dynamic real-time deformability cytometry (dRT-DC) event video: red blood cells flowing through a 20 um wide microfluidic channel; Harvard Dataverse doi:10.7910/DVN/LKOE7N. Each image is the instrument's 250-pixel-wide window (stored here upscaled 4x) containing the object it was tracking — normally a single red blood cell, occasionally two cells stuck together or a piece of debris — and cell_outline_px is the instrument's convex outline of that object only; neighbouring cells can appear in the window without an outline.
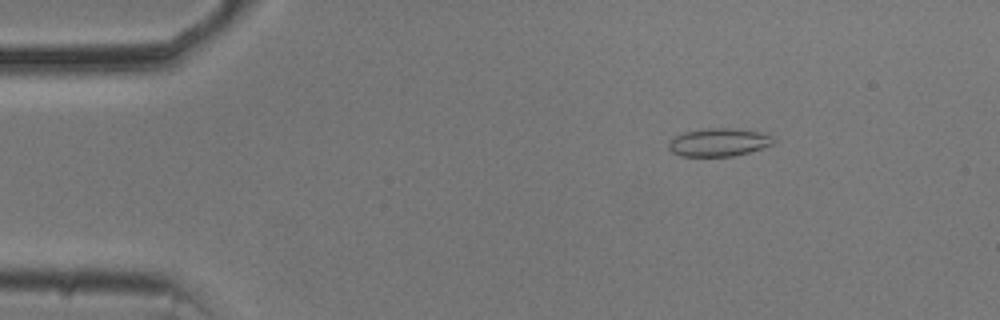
{"species": "common noctule bat (a hibernating species)", "species_latin": "Nyctalus noctula", "temperature_condition": "cold", "stored_images_in_passage": 51, "camera_frame_rate_fps": 3000, "um_per_image_px": 0.085, "animal": {"sex": "male", "body_mass_g": 20.5, "forearm_length_mm": 52.5}, "frame": {"image": 1, "passage_image": 5, "time_ms": 1.333, "image_size_px": [1000, 320], "cell_outline_px": [[772, 144], [736, 156], [680, 156], [672, 152], [668, 148], [668, 140], [684, 132], [708, 128], [724, 128], [760, 132], [772, 136]], "centroid_in_image_um": [61.02, 12.1], "position_along_channel_um": 24.0, "area_um2": 16.88}}
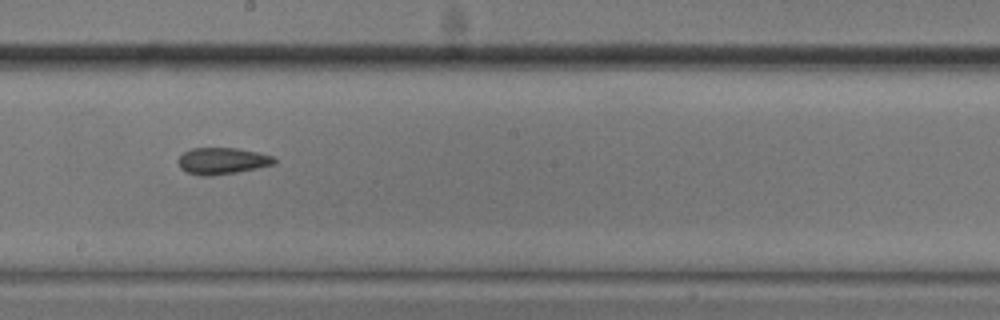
{"frame": {"image": 2, "passage_image": 27, "time_ms": 8.667, "image_size_px": [1000, 320], "cell_outline_px": [[276, 164], [236, 172], [212, 176], [200, 176], [184, 172], [180, 168], [176, 160], [184, 152], [192, 148], [236, 148], [256, 152], [272, 156], [276, 160]], "centroid_in_image_um": [18.83, 13.69], "position_along_channel_um": 229.4, "area_um2": 14.97}}
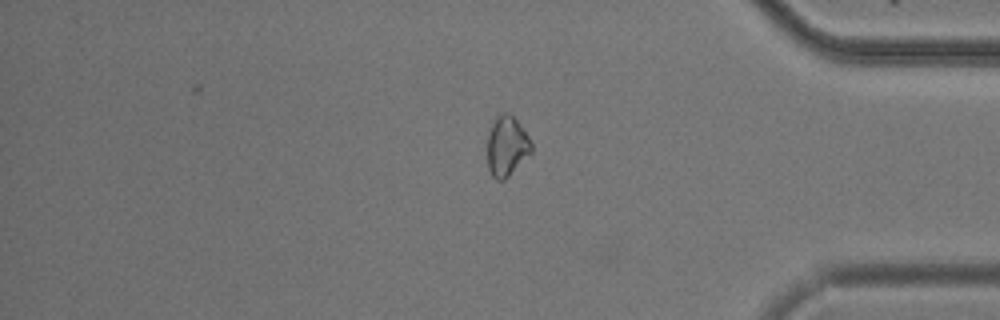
{"frame": {"image": 3, "passage_image": 42, "time_ms": 13.667, "image_size_px": [1000, 320], "cell_outline_px": [[532, 152], [504, 180], [496, 180], [492, 176], [488, 168], [488, 132], [496, 116], [500, 112], [508, 112], [516, 120], [528, 136], [532, 144]], "centroid_in_image_um": [43.06, 12.41], "position_along_channel_um": 392.1, "area_um2": 15.32}, "authors_computed_cell_mechanics": {"area_um2": 15.8372, "velocity_mm_per_s": 3.718, "shape_relaxation_time_tau1_ms": 5.2039, "shape_relaxation_time_tau2_ms": 5.4067, "deformation_change_tau1": 0.0745, "deformation_change_tau2": 0.0998}}